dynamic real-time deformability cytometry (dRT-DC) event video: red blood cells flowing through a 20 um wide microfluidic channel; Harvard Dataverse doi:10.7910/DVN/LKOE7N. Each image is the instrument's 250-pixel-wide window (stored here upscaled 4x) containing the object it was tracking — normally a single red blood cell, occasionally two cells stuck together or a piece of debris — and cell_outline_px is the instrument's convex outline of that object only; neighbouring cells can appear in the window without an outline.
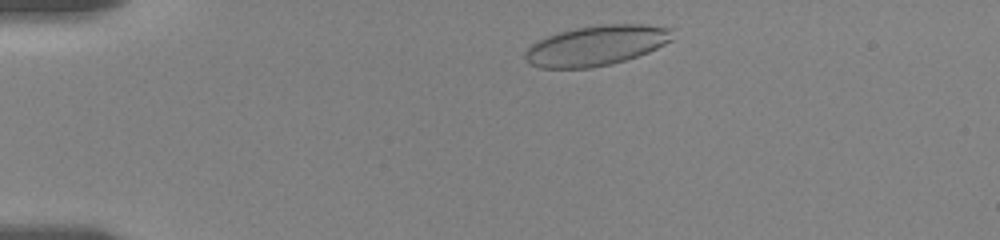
{"species": "human", "species_latin": "Homo sapiens", "temperature_condition": "room temperature", "stored_images_in_passage": 6, "camera_frame_rate_fps": 3000, "um_per_image_px": 0.085, "donor": {"sex": "female"}, "frame": {"image": 1, "passage_image": 2, "time_ms": 1.0, "image_size_px": [1000, 240], "cell_outline_px": [[676, 28], [672, 40], [648, 52], [612, 64], [592, 68], [540, 68], [528, 64], [524, 56], [524, 52], [532, 44], [548, 36], [560, 32], [576, 28], [600, 24], [644, 24]], "centroid_in_image_um": [50.72, 3.87], "position_along_channel_um": 34.3, "area_um2": 34.62}}
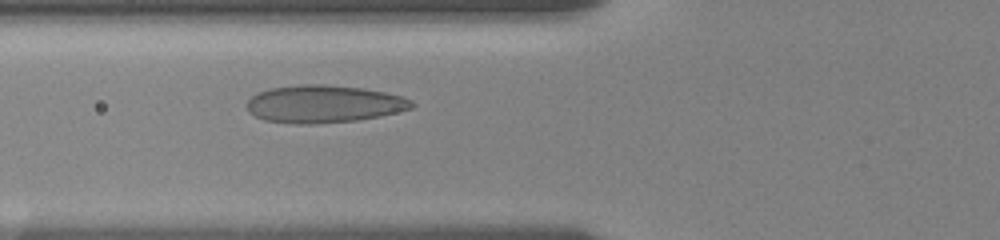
{"frame": {"image": 2, "passage_image": 6, "time_ms": 4.333, "image_size_px": [1000, 240], "cell_outline_px": [[416, 104], [412, 108], [380, 116], [356, 120], [316, 124], [296, 124], [264, 120], [248, 112], [248, 100], [256, 92], [272, 88], [304, 84], [324, 84], [364, 88], [404, 96], [412, 100]], "centroid_in_image_um": [27.54, 8.83], "position_along_channel_um": 98.3, "area_um2": 36.18}}